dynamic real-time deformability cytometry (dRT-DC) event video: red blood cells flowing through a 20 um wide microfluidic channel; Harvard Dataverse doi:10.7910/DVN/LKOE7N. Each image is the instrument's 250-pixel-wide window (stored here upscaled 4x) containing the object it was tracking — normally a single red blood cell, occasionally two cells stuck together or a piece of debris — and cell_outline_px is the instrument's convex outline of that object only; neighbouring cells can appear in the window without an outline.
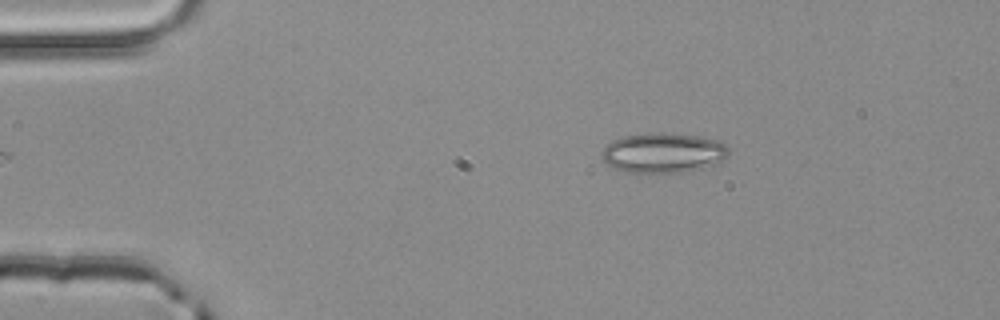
{"species": "common noctule bat (a hibernating species)", "species_latin": "Nyctalus noctula", "temperature_condition": "room temperature", "stored_images_in_passage": 1, "camera_frame_rate_fps": 3000, "um_per_image_px": 0.085, "animal": {"sex": "male", "body_mass_g": 20.4}, "frame": {"image": 1, "passage_image": 1, "time_ms": 0.0, "image_size_px": [1000, 320], "cell_outline_px": [[728, 156], [712, 164], [680, 172], [628, 172], [612, 168], [600, 156], [600, 152], [612, 140], [620, 136], [664, 132], [696, 136], [724, 140], [728, 148]], "centroid_in_image_um": [56.34, 12.96], "position_along_channel_um": 28.7, "area_um2": 29.36}}